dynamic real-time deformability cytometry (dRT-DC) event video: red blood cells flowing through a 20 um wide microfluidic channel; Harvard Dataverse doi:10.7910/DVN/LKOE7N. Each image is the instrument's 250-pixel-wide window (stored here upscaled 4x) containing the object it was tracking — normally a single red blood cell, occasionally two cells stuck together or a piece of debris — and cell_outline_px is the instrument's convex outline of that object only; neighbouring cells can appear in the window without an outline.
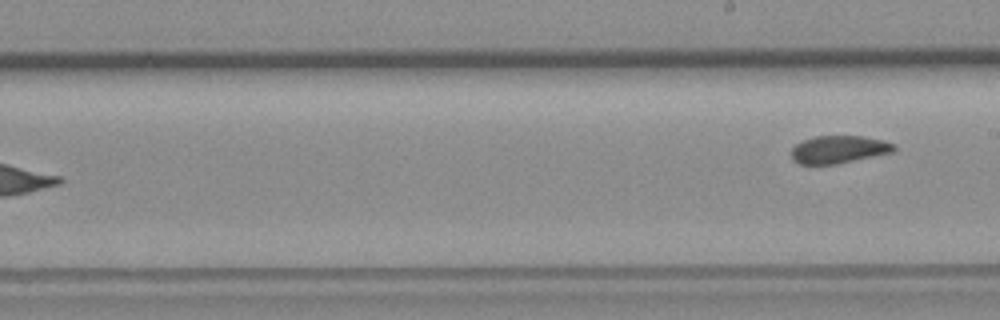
{"species": "common noctule bat (a hibernating species)", "species_latin": "Nyctalus noctula", "temperature_condition": "room temperature", "stored_images_in_passage": 9, "segment_of_instrument_passage": [2, 2], "camera_frame_rate_fps": 3000, "um_per_image_px": 0.085, "animal": {"sex": "female", "body_mass_g": 19.3, "forearm_length_mm": 54.1}, "frame": {"image": 1, "passage_image": 9, "time_ms": 9.333, "image_size_px": [1000, 320], "cell_outline_px": [[896, 148], [892, 152], [836, 164], [800, 164], [792, 160], [792, 148], [796, 144], [804, 140], [816, 136], [864, 136], [884, 140], [896, 144]], "centroid_in_image_um": [71.31, 12.69], "position_along_channel_um": 217.7, "area_um2": 16.47}}